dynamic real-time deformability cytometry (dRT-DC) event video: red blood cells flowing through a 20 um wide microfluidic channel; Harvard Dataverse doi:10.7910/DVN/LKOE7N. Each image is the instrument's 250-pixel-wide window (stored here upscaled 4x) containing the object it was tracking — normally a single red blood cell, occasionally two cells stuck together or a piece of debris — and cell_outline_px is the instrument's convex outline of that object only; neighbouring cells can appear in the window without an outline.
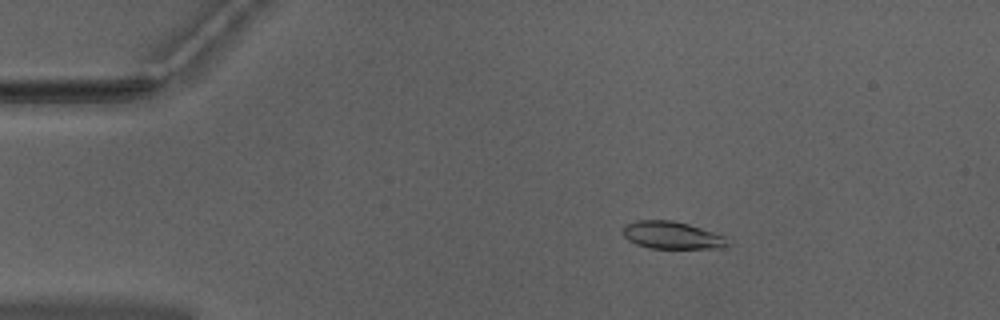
{"species": "Egyptian fruit bat (a non-hibernating species)", "species_latin": "Rousettus aegyptiacus", "temperature_condition": "warm", "stored_images_in_passage": 52, "camera_frame_rate_fps": 3000, "um_per_image_px": 0.085, "animal": {"sex": "male"}, "frame": {"image": 1, "passage_image": 9, "time_ms": 2.667, "image_size_px": [1000, 320], "cell_outline_px": [[728, 244], [724, 248], [648, 248], [636, 244], [628, 240], [624, 236], [624, 224], [636, 220], [672, 220], [688, 224], [724, 236]], "centroid_in_image_um": [57.07, 19.99], "position_along_channel_um": 27.9, "area_um2": 16.59}}
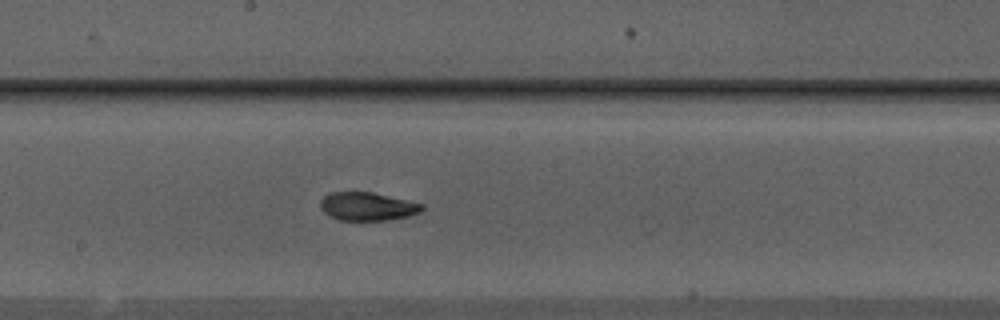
{"frame": {"image": 2, "passage_image": 28, "time_ms": 9.0, "image_size_px": [1000, 320], "cell_outline_px": [[424, 208], [420, 212], [408, 216], [388, 220], [340, 220], [328, 216], [320, 208], [320, 200], [324, 196], [332, 192], [372, 192], [424, 204]], "centroid_in_image_um": [31.21, 17.55], "position_along_channel_um": 217.0, "area_um2": 16.76}}
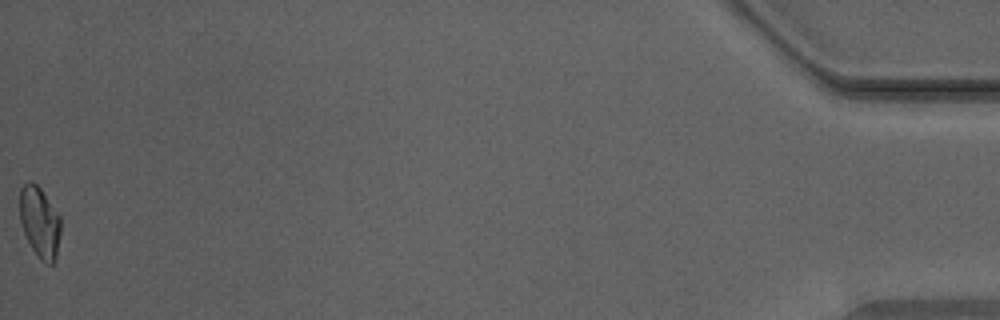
{"frame": {"image": 3, "passage_image": 52, "time_ms": 17.0, "image_size_px": [1000, 320], "cell_outline_px": [[60, 232], [56, 260], [52, 264], [48, 264], [40, 260], [32, 248], [24, 232], [20, 220], [20, 188], [28, 180], [32, 180], [40, 188], [60, 216]], "centroid_in_image_um": [3.38, 18.88], "position_along_channel_um": 431.8, "area_um2": 16.88}, "authors_computed_cell_mechanics": {"area_um2": 16.9932, "velocity_mm_per_s": 3.9798, "shape_relaxation_time_tau1_ms": null, "shape_relaxation_time_tau2_ms": 1.8097, "deformation_change_tau1": null, "deformation_change_tau2": 0.0651}}